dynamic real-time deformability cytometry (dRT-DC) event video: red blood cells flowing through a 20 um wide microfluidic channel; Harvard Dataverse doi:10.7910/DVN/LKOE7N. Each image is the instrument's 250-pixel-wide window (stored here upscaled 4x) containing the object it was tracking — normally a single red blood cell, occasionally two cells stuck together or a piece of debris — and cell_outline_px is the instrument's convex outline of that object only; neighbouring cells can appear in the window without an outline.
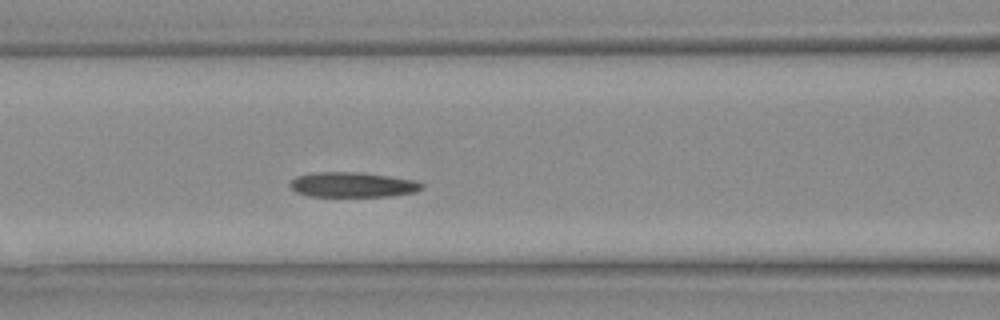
{"species": "Egyptian fruit bat (a non-hibernating species)", "species_latin": "Rousettus aegyptiacus", "temperature_condition": "warm", "stored_images_in_passage": 11, "camera_frame_rate_fps": 3000, "um_per_image_px": 0.085, "animal": {"sex": "female"}, "frame": {"image": 1, "passage_image": 8, "time_ms": 2.333, "image_size_px": [1000, 320], "cell_outline_px": [[424, 188], [416, 192], [392, 196], [308, 196], [296, 192], [288, 184], [296, 176], [312, 172], [360, 172], [388, 176], [412, 180], [424, 184]], "centroid_in_image_um": [29.96, 15.7], "position_along_channel_um": 136.6, "area_um2": 19.25}}